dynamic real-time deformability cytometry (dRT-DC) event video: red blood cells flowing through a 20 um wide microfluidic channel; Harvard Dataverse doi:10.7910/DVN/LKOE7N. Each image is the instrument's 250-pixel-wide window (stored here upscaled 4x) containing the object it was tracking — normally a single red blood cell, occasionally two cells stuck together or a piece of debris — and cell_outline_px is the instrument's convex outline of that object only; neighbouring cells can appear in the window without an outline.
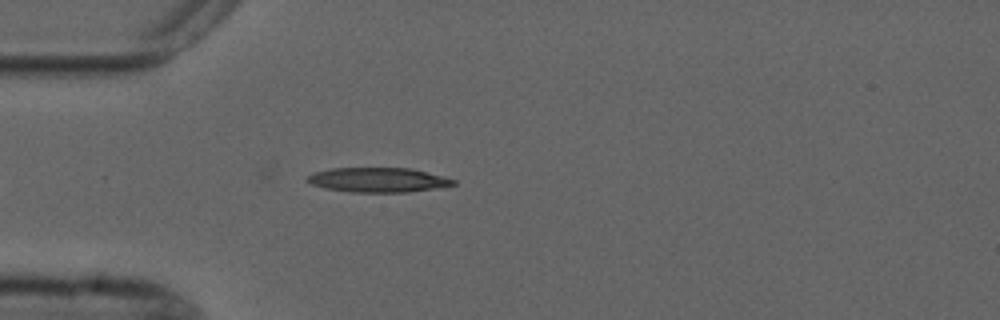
{"species": "common noctule bat (a hibernating species)", "species_latin": "Nyctalus noctula", "temperature_condition": "cold", "stored_images_in_passage": 4, "camera_frame_rate_fps": 3000, "um_per_image_px": 0.085, "animal": {"sex": "male", "forearm_length_mm": 52.5}, "frame": {"image": 1, "passage_image": 4, "time_ms": 4.333, "image_size_px": [1000, 320], "cell_outline_px": [[456, 184], [436, 188], [408, 192], [352, 192], [324, 188], [312, 184], [304, 180], [308, 176], [316, 172], [332, 168], [412, 168], [444, 176], [456, 180]], "centroid_in_image_um": [32.16, 15.29], "position_along_channel_um": 52.8, "area_um2": 20.92}}